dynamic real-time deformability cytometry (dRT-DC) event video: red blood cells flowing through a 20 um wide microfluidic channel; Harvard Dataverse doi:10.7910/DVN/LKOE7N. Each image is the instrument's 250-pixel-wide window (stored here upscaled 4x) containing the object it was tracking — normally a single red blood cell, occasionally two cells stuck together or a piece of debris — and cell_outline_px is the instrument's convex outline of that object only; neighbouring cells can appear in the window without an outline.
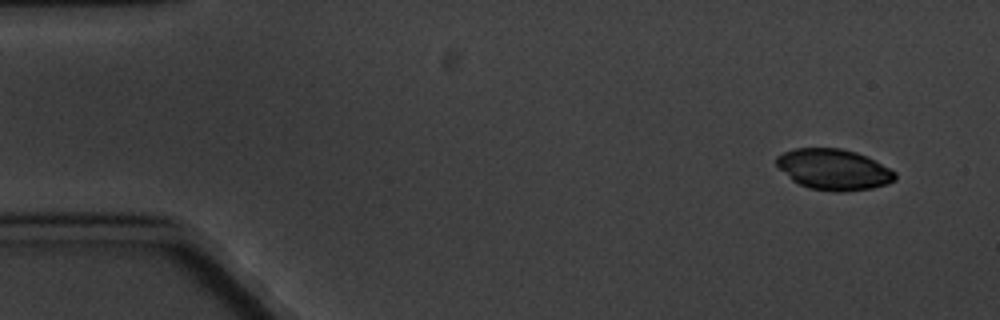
{"species": "common noctule bat (a hibernating species)", "species_latin": "Nyctalus noctula", "temperature_condition": "cold", "stored_images_in_passage": 7, "camera_frame_rate_fps": 3000, "um_per_image_px": 0.085, "animal": {"sex": "male", "body_mass_g": 20.1, "forearm_length_mm": 53.5}, "frame": {"image": 1, "passage_image": 1, "time_ms": 0.0, "image_size_px": [1000, 320], "cell_outline_px": [[896, 180], [888, 184], [872, 188], [844, 192], [832, 192], [808, 188], [792, 180], [776, 164], [776, 156], [784, 152], [796, 148], [840, 148], [856, 152], [896, 172]], "centroid_in_image_um": [70.86, 14.42], "position_along_channel_um": 14.1, "area_um2": 28.09}}